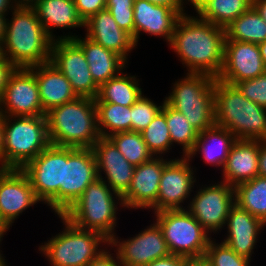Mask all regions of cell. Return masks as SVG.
Returning <instances> with one entry per match:
<instances>
[{
    "instance_id": "277c9868",
    "label": "cell",
    "mask_w": 266,
    "mask_h": 266,
    "mask_svg": "<svg viewBox=\"0 0 266 266\" xmlns=\"http://www.w3.org/2000/svg\"><path fill=\"white\" fill-rule=\"evenodd\" d=\"M215 124L239 140H266V108L249 101L231 84L214 82Z\"/></svg>"
},
{
    "instance_id": "e575fe53",
    "label": "cell",
    "mask_w": 266,
    "mask_h": 266,
    "mask_svg": "<svg viewBox=\"0 0 266 266\" xmlns=\"http://www.w3.org/2000/svg\"><path fill=\"white\" fill-rule=\"evenodd\" d=\"M134 166L151 160L154 155L148 149L141 133L135 131L118 132L107 137Z\"/></svg>"
},
{
    "instance_id": "e0dca14e",
    "label": "cell",
    "mask_w": 266,
    "mask_h": 266,
    "mask_svg": "<svg viewBox=\"0 0 266 266\" xmlns=\"http://www.w3.org/2000/svg\"><path fill=\"white\" fill-rule=\"evenodd\" d=\"M36 203L40 201L21 169L0 168V219L8 228L20 214Z\"/></svg>"
},
{
    "instance_id": "7402d4cb",
    "label": "cell",
    "mask_w": 266,
    "mask_h": 266,
    "mask_svg": "<svg viewBox=\"0 0 266 266\" xmlns=\"http://www.w3.org/2000/svg\"><path fill=\"white\" fill-rule=\"evenodd\" d=\"M227 236L222 241L238 255L252 259L260 230L266 224L234 203L226 220Z\"/></svg>"
},
{
    "instance_id": "680465c9",
    "label": "cell",
    "mask_w": 266,
    "mask_h": 266,
    "mask_svg": "<svg viewBox=\"0 0 266 266\" xmlns=\"http://www.w3.org/2000/svg\"><path fill=\"white\" fill-rule=\"evenodd\" d=\"M3 57V53H2V46H1V43H0V59Z\"/></svg>"
},
{
    "instance_id": "6f0895ef",
    "label": "cell",
    "mask_w": 266,
    "mask_h": 266,
    "mask_svg": "<svg viewBox=\"0 0 266 266\" xmlns=\"http://www.w3.org/2000/svg\"><path fill=\"white\" fill-rule=\"evenodd\" d=\"M1 252H2V250H0V266H8L6 263L7 260L3 257V254H1Z\"/></svg>"
},
{
    "instance_id": "30bf717a",
    "label": "cell",
    "mask_w": 266,
    "mask_h": 266,
    "mask_svg": "<svg viewBox=\"0 0 266 266\" xmlns=\"http://www.w3.org/2000/svg\"><path fill=\"white\" fill-rule=\"evenodd\" d=\"M28 177L35 195L59 215V188L63 184L64 147L49 145L21 169Z\"/></svg>"
},
{
    "instance_id": "f35d334b",
    "label": "cell",
    "mask_w": 266,
    "mask_h": 266,
    "mask_svg": "<svg viewBox=\"0 0 266 266\" xmlns=\"http://www.w3.org/2000/svg\"><path fill=\"white\" fill-rule=\"evenodd\" d=\"M234 86L249 101L266 108V72L256 78L236 82Z\"/></svg>"
},
{
    "instance_id": "cb8c5ba5",
    "label": "cell",
    "mask_w": 266,
    "mask_h": 266,
    "mask_svg": "<svg viewBox=\"0 0 266 266\" xmlns=\"http://www.w3.org/2000/svg\"><path fill=\"white\" fill-rule=\"evenodd\" d=\"M69 34L58 36V39H73L82 48L91 76L98 86L119 75L127 67L128 61L112 50L104 48L87 36L81 38L79 35Z\"/></svg>"
},
{
    "instance_id": "ac0fdd59",
    "label": "cell",
    "mask_w": 266,
    "mask_h": 266,
    "mask_svg": "<svg viewBox=\"0 0 266 266\" xmlns=\"http://www.w3.org/2000/svg\"><path fill=\"white\" fill-rule=\"evenodd\" d=\"M266 72L258 44L225 40L224 61L218 80L234 85Z\"/></svg>"
},
{
    "instance_id": "7a4b0ae2",
    "label": "cell",
    "mask_w": 266,
    "mask_h": 266,
    "mask_svg": "<svg viewBox=\"0 0 266 266\" xmlns=\"http://www.w3.org/2000/svg\"><path fill=\"white\" fill-rule=\"evenodd\" d=\"M6 18L3 56L16 68H30L49 62L53 39L46 33L33 7L16 6Z\"/></svg>"
},
{
    "instance_id": "52a82bcc",
    "label": "cell",
    "mask_w": 266,
    "mask_h": 266,
    "mask_svg": "<svg viewBox=\"0 0 266 266\" xmlns=\"http://www.w3.org/2000/svg\"><path fill=\"white\" fill-rule=\"evenodd\" d=\"M58 217L65 228L38 248L50 266H88L105 250L103 245H109V240L101 233L77 228L62 215Z\"/></svg>"
},
{
    "instance_id": "8992f818",
    "label": "cell",
    "mask_w": 266,
    "mask_h": 266,
    "mask_svg": "<svg viewBox=\"0 0 266 266\" xmlns=\"http://www.w3.org/2000/svg\"><path fill=\"white\" fill-rule=\"evenodd\" d=\"M204 73H186L174 82L164 101L183 114L192 127L202 132L215 124L214 82Z\"/></svg>"
},
{
    "instance_id": "681fc988",
    "label": "cell",
    "mask_w": 266,
    "mask_h": 266,
    "mask_svg": "<svg viewBox=\"0 0 266 266\" xmlns=\"http://www.w3.org/2000/svg\"><path fill=\"white\" fill-rule=\"evenodd\" d=\"M15 7L12 0H0V15H8Z\"/></svg>"
},
{
    "instance_id": "4fadbf2b",
    "label": "cell",
    "mask_w": 266,
    "mask_h": 266,
    "mask_svg": "<svg viewBox=\"0 0 266 266\" xmlns=\"http://www.w3.org/2000/svg\"><path fill=\"white\" fill-rule=\"evenodd\" d=\"M50 62L64 74L78 97H97L99 86L91 76L82 48L73 39L53 41Z\"/></svg>"
},
{
    "instance_id": "4dcf8cb0",
    "label": "cell",
    "mask_w": 266,
    "mask_h": 266,
    "mask_svg": "<svg viewBox=\"0 0 266 266\" xmlns=\"http://www.w3.org/2000/svg\"><path fill=\"white\" fill-rule=\"evenodd\" d=\"M234 189L235 203L266 224V177L258 175Z\"/></svg>"
},
{
    "instance_id": "8fae6325",
    "label": "cell",
    "mask_w": 266,
    "mask_h": 266,
    "mask_svg": "<svg viewBox=\"0 0 266 266\" xmlns=\"http://www.w3.org/2000/svg\"><path fill=\"white\" fill-rule=\"evenodd\" d=\"M98 177L92 148L64 147L63 184L59 188V215H63Z\"/></svg>"
},
{
    "instance_id": "7dc6e473",
    "label": "cell",
    "mask_w": 266,
    "mask_h": 266,
    "mask_svg": "<svg viewBox=\"0 0 266 266\" xmlns=\"http://www.w3.org/2000/svg\"><path fill=\"white\" fill-rule=\"evenodd\" d=\"M156 5H164L173 9H183L181 0H148Z\"/></svg>"
},
{
    "instance_id": "f546056e",
    "label": "cell",
    "mask_w": 266,
    "mask_h": 266,
    "mask_svg": "<svg viewBox=\"0 0 266 266\" xmlns=\"http://www.w3.org/2000/svg\"><path fill=\"white\" fill-rule=\"evenodd\" d=\"M226 39L259 44L266 41V22L251 6L225 28Z\"/></svg>"
},
{
    "instance_id": "c3c4849f",
    "label": "cell",
    "mask_w": 266,
    "mask_h": 266,
    "mask_svg": "<svg viewBox=\"0 0 266 266\" xmlns=\"http://www.w3.org/2000/svg\"><path fill=\"white\" fill-rule=\"evenodd\" d=\"M252 6L266 22V0H252Z\"/></svg>"
},
{
    "instance_id": "f5cc1de1",
    "label": "cell",
    "mask_w": 266,
    "mask_h": 266,
    "mask_svg": "<svg viewBox=\"0 0 266 266\" xmlns=\"http://www.w3.org/2000/svg\"><path fill=\"white\" fill-rule=\"evenodd\" d=\"M16 6L32 7L38 0H12Z\"/></svg>"
},
{
    "instance_id": "4316f807",
    "label": "cell",
    "mask_w": 266,
    "mask_h": 266,
    "mask_svg": "<svg viewBox=\"0 0 266 266\" xmlns=\"http://www.w3.org/2000/svg\"><path fill=\"white\" fill-rule=\"evenodd\" d=\"M236 141L235 136L226 128L212 125L206 130L199 132L193 150L187 156L190 161L196 154H201L203 162L223 168L229 155L232 144Z\"/></svg>"
},
{
    "instance_id": "6da1fadb",
    "label": "cell",
    "mask_w": 266,
    "mask_h": 266,
    "mask_svg": "<svg viewBox=\"0 0 266 266\" xmlns=\"http://www.w3.org/2000/svg\"><path fill=\"white\" fill-rule=\"evenodd\" d=\"M225 29L201 19L182 14L168 44L188 73H204L215 78L224 61Z\"/></svg>"
},
{
    "instance_id": "5b68a950",
    "label": "cell",
    "mask_w": 266,
    "mask_h": 266,
    "mask_svg": "<svg viewBox=\"0 0 266 266\" xmlns=\"http://www.w3.org/2000/svg\"><path fill=\"white\" fill-rule=\"evenodd\" d=\"M118 204L124 207L122 197L97 178L62 216L77 228L97 231L110 240L116 234Z\"/></svg>"
},
{
    "instance_id": "d590c367",
    "label": "cell",
    "mask_w": 266,
    "mask_h": 266,
    "mask_svg": "<svg viewBox=\"0 0 266 266\" xmlns=\"http://www.w3.org/2000/svg\"><path fill=\"white\" fill-rule=\"evenodd\" d=\"M140 133L154 156H162V154L164 156L167 152L170 153L172 143L165 117V101L152 122Z\"/></svg>"
},
{
    "instance_id": "d6a6232c",
    "label": "cell",
    "mask_w": 266,
    "mask_h": 266,
    "mask_svg": "<svg viewBox=\"0 0 266 266\" xmlns=\"http://www.w3.org/2000/svg\"><path fill=\"white\" fill-rule=\"evenodd\" d=\"M97 126L103 138L118 132L131 131V106L114 103H95Z\"/></svg>"
},
{
    "instance_id": "7bdbcfd3",
    "label": "cell",
    "mask_w": 266,
    "mask_h": 266,
    "mask_svg": "<svg viewBox=\"0 0 266 266\" xmlns=\"http://www.w3.org/2000/svg\"><path fill=\"white\" fill-rule=\"evenodd\" d=\"M16 70V67L6 58L0 59V99L3 91L8 84L11 74Z\"/></svg>"
},
{
    "instance_id": "db71d44e",
    "label": "cell",
    "mask_w": 266,
    "mask_h": 266,
    "mask_svg": "<svg viewBox=\"0 0 266 266\" xmlns=\"http://www.w3.org/2000/svg\"><path fill=\"white\" fill-rule=\"evenodd\" d=\"M6 16L7 15H0V43H2L5 34L6 28Z\"/></svg>"
},
{
    "instance_id": "7c38bea8",
    "label": "cell",
    "mask_w": 266,
    "mask_h": 266,
    "mask_svg": "<svg viewBox=\"0 0 266 266\" xmlns=\"http://www.w3.org/2000/svg\"><path fill=\"white\" fill-rule=\"evenodd\" d=\"M199 188L189 199L186 210L209 234L221 232L222 228L226 229L230 207L235 203V189L222 181Z\"/></svg>"
},
{
    "instance_id": "ba28073f",
    "label": "cell",
    "mask_w": 266,
    "mask_h": 266,
    "mask_svg": "<svg viewBox=\"0 0 266 266\" xmlns=\"http://www.w3.org/2000/svg\"><path fill=\"white\" fill-rule=\"evenodd\" d=\"M3 137L4 169H22L50 145L46 116H4Z\"/></svg>"
},
{
    "instance_id": "8d00e7d4",
    "label": "cell",
    "mask_w": 266,
    "mask_h": 266,
    "mask_svg": "<svg viewBox=\"0 0 266 266\" xmlns=\"http://www.w3.org/2000/svg\"><path fill=\"white\" fill-rule=\"evenodd\" d=\"M210 266H250L252 260L238 255L225 243L210 240L204 256Z\"/></svg>"
},
{
    "instance_id": "9a60e30c",
    "label": "cell",
    "mask_w": 266,
    "mask_h": 266,
    "mask_svg": "<svg viewBox=\"0 0 266 266\" xmlns=\"http://www.w3.org/2000/svg\"><path fill=\"white\" fill-rule=\"evenodd\" d=\"M115 234L109 240V246L116 247L121 266H145L148 263L170 254L159 225L153 224L135 234L130 239H118Z\"/></svg>"
},
{
    "instance_id": "f907efd6",
    "label": "cell",
    "mask_w": 266,
    "mask_h": 266,
    "mask_svg": "<svg viewBox=\"0 0 266 266\" xmlns=\"http://www.w3.org/2000/svg\"><path fill=\"white\" fill-rule=\"evenodd\" d=\"M209 0H181V3H182V8H183V10H184V13H186L185 12V7L186 6H183V5H186V4H189V3H191L190 5H192L193 7H194V9H195V13H197L201 8H202V6L205 4V3H207Z\"/></svg>"
},
{
    "instance_id": "1f68e13d",
    "label": "cell",
    "mask_w": 266,
    "mask_h": 266,
    "mask_svg": "<svg viewBox=\"0 0 266 266\" xmlns=\"http://www.w3.org/2000/svg\"><path fill=\"white\" fill-rule=\"evenodd\" d=\"M251 6L252 0H209L196 15L225 29Z\"/></svg>"
},
{
    "instance_id": "484cf974",
    "label": "cell",
    "mask_w": 266,
    "mask_h": 266,
    "mask_svg": "<svg viewBox=\"0 0 266 266\" xmlns=\"http://www.w3.org/2000/svg\"><path fill=\"white\" fill-rule=\"evenodd\" d=\"M36 77L43 111L74 100L78 96L70 82L50 61L29 68Z\"/></svg>"
},
{
    "instance_id": "5bb4252c",
    "label": "cell",
    "mask_w": 266,
    "mask_h": 266,
    "mask_svg": "<svg viewBox=\"0 0 266 266\" xmlns=\"http://www.w3.org/2000/svg\"><path fill=\"white\" fill-rule=\"evenodd\" d=\"M188 157L171 159L163 168L156 204L151 208L154 213L163 210L186 209L184 201L194 191L197 183L195 170ZM183 203V204H182Z\"/></svg>"
},
{
    "instance_id": "b9f144b4",
    "label": "cell",
    "mask_w": 266,
    "mask_h": 266,
    "mask_svg": "<svg viewBox=\"0 0 266 266\" xmlns=\"http://www.w3.org/2000/svg\"><path fill=\"white\" fill-rule=\"evenodd\" d=\"M107 248H109V245L105 247L106 250H103L88 264V266H121L117 254L110 253V249L108 250Z\"/></svg>"
},
{
    "instance_id": "ee69618b",
    "label": "cell",
    "mask_w": 266,
    "mask_h": 266,
    "mask_svg": "<svg viewBox=\"0 0 266 266\" xmlns=\"http://www.w3.org/2000/svg\"><path fill=\"white\" fill-rule=\"evenodd\" d=\"M187 262L188 259L185 257L169 254L168 256L154 260L145 266H186Z\"/></svg>"
},
{
    "instance_id": "f1b7e54d",
    "label": "cell",
    "mask_w": 266,
    "mask_h": 266,
    "mask_svg": "<svg viewBox=\"0 0 266 266\" xmlns=\"http://www.w3.org/2000/svg\"><path fill=\"white\" fill-rule=\"evenodd\" d=\"M135 75L123 71L99 86L95 103H114L124 107L132 106L142 95L143 90Z\"/></svg>"
},
{
    "instance_id": "f6af8a7d",
    "label": "cell",
    "mask_w": 266,
    "mask_h": 266,
    "mask_svg": "<svg viewBox=\"0 0 266 266\" xmlns=\"http://www.w3.org/2000/svg\"><path fill=\"white\" fill-rule=\"evenodd\" d=\"M259 176L266 177V140H259Z\"/></svg>"
},
{
    "instance_id": "60d3db41",
    "label": "cell",
    "mask_w": 266,
    "mask_h": 266,
    "mask_svg": "<svg viewBox=\"0 0 266 266\" xmlns=\"http://www.w3.org/2000/svg\"><path fill=\"white\" fill-rule=\"evenodd\" d=\"M74 3L78 15L83 22L99 11L106 9V2L104 0H74Z\"/></svg>"
},
{
    "instance_id": "11a10c76",
    "label": "cell",
    "mask_w": 266,
    "mask_h": 266,
    "mask_svg": "<svg viewBox=\"0 0 266 266\" xmlns=\"http://www.w3.org/2000/svg\"><path fill=\"white\" fill-rule=\"evenodd\" d=\"M186 266H210V265L203 258V259L188 260Z\"/></svg>"
},
{
    "instance_id": "ab89813d",
    "label": "cell",
    "mask_w": 266,
    "mask_h": 266,
    "mask_svg": "<svg viewBox=\"0 0 266 266\" xmlns=\"http://www.w3.org/2000/svg\"><path fill=\"white\" fill-rule=\"evenodd\" d=\"M118 26L129 33L134 40L133 6H106Z\"/></svg>"
},
{
    "instance_id": "ffe728a7",
    "label": "cell",
    "mask_w": 266,
    "mask_h": 266,
    "mask_svg": "<svg viewBox=\"0 0 266 266\" xmlns=\"http://www.w3.org/2000/svg\"><path fill=\"white\" fill-rule=\"evenodd\" d=\"M92 149L97 162L98 177L122 197L128 191L136 166L108 138L100 137Z\"/></svg>"
},
{
    "instance_id": "9c48e42d",
    "label": "cell",
    "mask_w": 266,
    "mask_h": 266,
    "mask_svg": "<svg viewBox=\"0 0 266 266\" xmlns=\"http://www.w3.org/2000/svg\"><path fill=\"white\" fill-rule=\"evenodd\" d=\"M153 214L170 254L188 260L204 258L212 236L186 209L163 210Z\"/></svg>"
},
{
    "instance_id": "44dd1931",
    "label": "cell",
    "mask_w": 266,
    "mask_h": 266,
    "mask_svg": "<svg viewBox=\"0 0 266 266\" xmlns=\"http://www.w3.org/2000/svg\"><path fill=\"white\" fill-rule=\"evenodd\" d=\"M183 9H173L164 5H156L148 0H134V42L138 45L140 34L165 38L170 43L172 34Z\"/></svg>"
},
{
    "instance_id": "bcb514c9",
    "label": "cell",
    "mask_w": 266,
    "mask_h": 266,
    "mask_svg": "<svg viewBox=\"0 0 266 266\" xmlns=\"http://www.w3.org/2000/svg\"><path fill=\"white\" fill-rule=\"evenodd\" d=\"M4 116L0 113V168L4 169Z\"/></svg>"
},
{
    "instance_id": "d6986e66",
    "label": "cell",
    "mask_w": 266,
    "mask_h": 266,
    "mask_svg": "<svg viewBox=\"0 0 266 266\" xmlns=\"http://www.w3.org/2000/svg\"><path fill=\"white\" fill-rule=\"evenodd\" d=\"M163 158L155 156L135 167L128 191L122 196L124 209L149 210L156 204L163 168L171 160Z\"/></svg>"
},
{
    "instance_id": "603a6c76",
    "label": "cell",
    "mask_w": 266,
    "mask_h": 266,
    "mask_svg": "<svg viewBox=\"0 0 266 266\" xmlns=\"http://www.w3.org/2000/svg\"><path fill=\"white\" fill-rule=\"evenodd\" d=\"M84 28L88 38L119 54L126 61L133 48H137L132 36L118 26L108 9L91 16L84 22Z\"/></svg>"
},
{
    "instance_id": "d4e9b609",
    "label": "cell",
    "mask_w": 266,
    "mask_h": 266,
    "mask_svg": "<svg viewBox=\"0 0 266 266\" xmlns=\"http://www.w3.org/2000/svg\"><path fill=\"white\" fill-rule=\"evenodd\" d=\"M259 140H239L232 144L226 163L221 170L222 182L232 187L247 182L259 173Z\"/></svg>"
},
{
    "instance_id": "836d02e7",
    "label": "cell",
    "mask_w": 266,
    "mask_h": 266,
    "mask_svg": "<svg viewBox=\"0 0 266 266\" xmlns=\"http://www.w3.org/2000/svg\"><path fill=\"white\" fill-rule=\"evenodd\" d=\"M165 117L170 133L172 147L174 143L182 146L183 157L193 150L199 132L195 130L182 113L165 102Z\"/></svg>"
},
{
    "instance_id": "9f6ffc18",
    "label": "cell",
    "mask_w": 266,
    "mask_h": 266,
    "mask_svg": "<svg viewBox=\"0 0 266 266\" xmlns=\"http://www.w3.org/2000/svg\"><path fill=\"white\" fill-rule=\"evenodd\" d=\"M258 47H259V51L263 59L264 65L266 67V41L259 43Z\"/></svg>"
},
{
    "instance_id": "816d5d0a",
    "label": "cell",
    "mask_w": 266,
    "mask_h": 266,
    "mask_svg": "<svg viewBox=\"0 0 266 266\" xmlns=\"http://www.w3.org/2000/svg\"><path fill=\"white\" fill-rule=\"evenodd\" d=\"M106 6H134V0H108Z\"/></svg>"
},
{
    "instance_id": "83f0119b",
    "label": "cell",
    "mask_w": 266,
    "mask_h": 266,
    "mask_svg": "<svg viewBox=\"0 0 266 266\" xmlns=\"http://www.w3.org/2000/svg\"><path fill=\"white\" fill-rule=\"evenodd\" d=\"M37 18L44 26L46 33L55 41L53 29H72L84 27L78 15L74 0H38L33 6Z\"/></svg>"
},
{
    "instance_id": "3957f363",
    "label": "cell",
    "mask_w": 266,
    "mask_h": 266,
    "mask_svg": "<svg viewBox=\"0 0 266 266\" xmlns=\"http://www.w3.org/2000/svg\"><path fill=\"white\" fill-rule=\"evenodd\" d=\"M51 145L93 148L101 137L94 99L77 97L46 112Z\"/></svg>"
},
{
    "instance_id": "2e32d148",
    "label": "cell",
    "mask_w": 266,
    "mask_h": 266,
    "mask_svg": "<svg viewBox=\"0 0 266 266\" xmlns=\"http://www.w3.org/2000/svg\"><path fill=\"white\" fill-rule=\"evenodd\" d=\"M3 116H46L40 100L34 73L29 68H16L0 99Z\"/></svg>"
},
{
    "instance_id": "74e56055",
    "label": "cell",
    "mask_w": 266,
    "mask_h": 266,
    "mask_svg": "<svg viewBox=\"0 0 266 266\" xmlns=\"http://www.w3.org/2000/svg\"><path fill=\"white\" fill-rule=\"evenodd\" d=\"M144 94L131 106V131L142 132L162 109Z\"/></svg>"
}]
</instances>
